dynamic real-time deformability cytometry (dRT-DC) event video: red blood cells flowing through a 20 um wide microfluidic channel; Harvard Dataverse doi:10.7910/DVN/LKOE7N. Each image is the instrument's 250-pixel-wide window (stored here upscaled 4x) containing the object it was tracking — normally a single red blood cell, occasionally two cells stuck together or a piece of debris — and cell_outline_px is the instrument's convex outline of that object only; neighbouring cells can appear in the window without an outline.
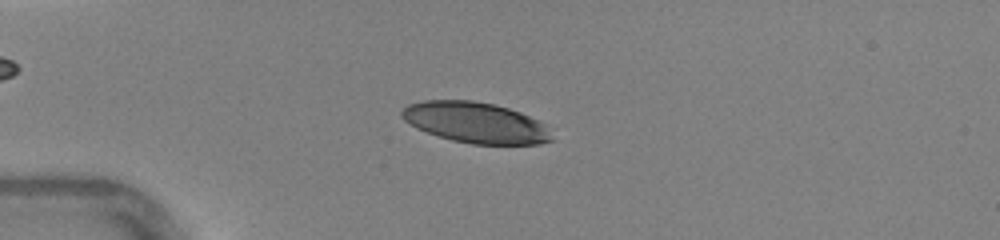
{"species": "human", "species_latin": "Homo sapiens", "temperature_condition": "warm", "stored_images_in_passage": 46, "camera_frame_rate_fps": 3000, "um_per_image_px": 0.085, "donor": {"sex": "female"}, "frame": {"image": 1, "passage_image": 12, "time_ms": 3.667, "image_size_px": [1000, 240], "cell_outline_px": [[552, 140], [540, 144], [472, 144], [452, 140], [416, 128], [404, 120], [400, 116], [400, 112], [408, 104], [424, 100], [472, 100], [492, 104], [508, 108], [520, 112], [540, 120], [544, 124]], "centroid_in_image_um": [40.4, 10.41], "position_along_channel_um": 44.6, "area_um2": 35.43}}
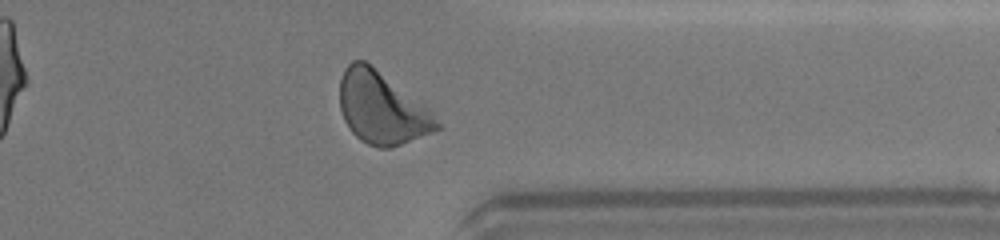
{"frame": {"image": 2, "passage_image": 37, "time_ms": 12.0, "image_size_px": [1000, 240], "cell_outline_px": [[440, 128], [432, 132], [400, 144], [388, 148], [380, 148], [368, 144], [360, 140], [352, 132], [344, 120], [340, 108], [340, 80], [344, 68], [352, 60], [364, 60], [428, 108], [432, 112], [440, 124]], "centroid_in_image_um": [32.41, 9.19], "position_along_channel_um": 379.0, "area_um2": 40.06}}
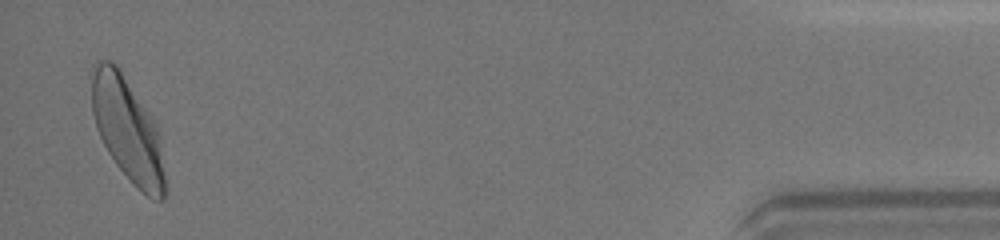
{"frame": {"image": 3, "passage_image": 45, "time_ms": 14.667, "image_size_px": [1000, 240], "cell_outline_px": [[164, 200], [152, 200], [140, 192], [136, 188], [116, 164], [108, 152], [96, 128], [92, 112], [92, 76], [96, 60], [112, 60], [116, 64], [156, 124], [160, 144], [164, 176]], "centroid_in_image_um": [10.82, 11.03], "position_along_channel_um": 424.4, "area_um2": 43.64}, "authors_computed_cell_mechanics": {"area_um2": 38.8705, "velocity_mm_per_s": 4.3813, "shape_relaxation_time_tau1_ms": 2.4559, "shape_relaxation_time_tau2_ms": 1.0702, "deformation_change_tau1": 0.1283, "deformation_change_tau2": 0.064}}